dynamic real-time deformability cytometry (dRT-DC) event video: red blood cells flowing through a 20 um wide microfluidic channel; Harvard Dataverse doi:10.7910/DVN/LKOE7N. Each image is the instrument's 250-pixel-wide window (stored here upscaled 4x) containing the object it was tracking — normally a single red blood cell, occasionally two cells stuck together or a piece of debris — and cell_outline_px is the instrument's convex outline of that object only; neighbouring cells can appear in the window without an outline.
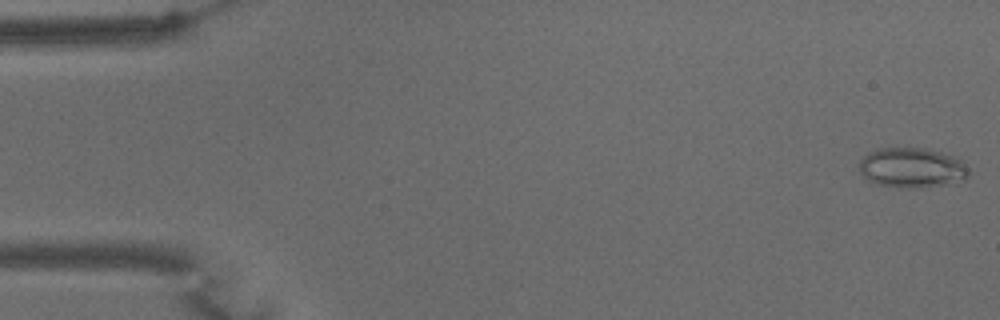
{"species": "common noctule bat (a hibernating species)", "species_latin": "Nyctalus noctula", "temperature_condition": "warm", "stored_images_in_passage": 58, "camera_frame_rate_fps": 3000, "um_per_image_px": 0.085, "animal": {"sex": "male", "body_mass_g": 15.6}, "frame": {"image": 1, "passage_image": 1, "time_ms": 0.0, "image_size_px": [1000, 320], "cell_outline_px": [[968, 176], [964, 180], [944, 184], [912, 188], [896, 188], [876, 184], [868, 180], [860, 172], [860, 160], [864, 156], [880, 148], [924, 148], [940, 152], [952, 156], [960, 160], [968, 168]], "centroid_in_image_um": [77.5, 14.27], "position_along_channel_um": 7.5, "area_um2": 25.26}}
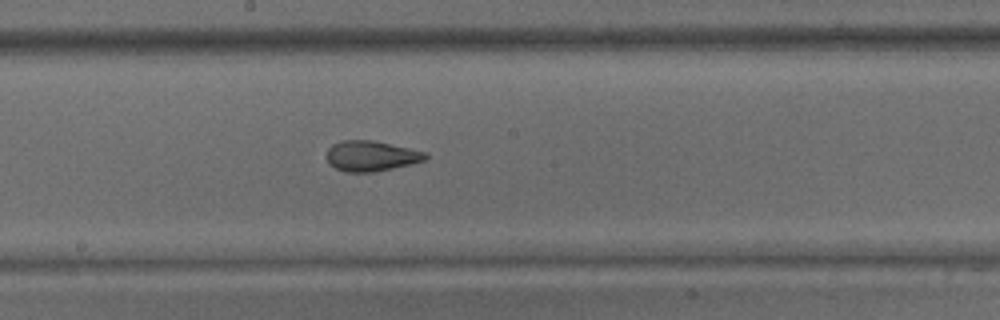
{"frame": {"image": 2, "passage_image": 31, "time_ms": 10.0, "image_size_px": [1000, 320], "cell_outline_px": [[428, 156], [424, 160], [392, 168], [372, 172], [344, 172], [328, 164], [328, 148], [332, 144], [344, 140], [372, 140], [428, 152]], "centroid_in_image_um": [31.53, 13.25], "position_along_channel_um": 216.7, "area_um2": 17.34}}
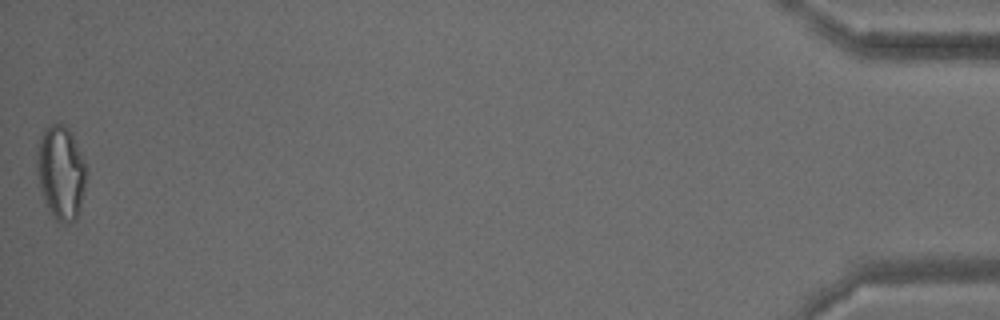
{"frame": {"image": 3, "passage_image": 58, "time_ms": 19.0, "image_size_px": [1000, 320], "cell_outline_px": [[84, 184], [80, 208], [76, 216], [68, 224], [64, 224], [56, 220], [44, 200], [40, 192], [36, 172], [36, 152], [44, 128], [56, 120], [60, 120], [72, 132], [84, 160]], "centroid_in_image_um": [5.13, 14.59], "position_along_channel_um": 430.1, "area_um2": 27.05}, "authors_computed_cell_mechanics": {"area_um2": 20.4323, "velocity_mm_per_s": 3.455, "shape_relaxation_time_tau1_ms": null, "shape_relaxation_time_tau2_ms": 1.2333, "deformation_change_tau1": null, "deformation_change_tau2": 0.0738}}